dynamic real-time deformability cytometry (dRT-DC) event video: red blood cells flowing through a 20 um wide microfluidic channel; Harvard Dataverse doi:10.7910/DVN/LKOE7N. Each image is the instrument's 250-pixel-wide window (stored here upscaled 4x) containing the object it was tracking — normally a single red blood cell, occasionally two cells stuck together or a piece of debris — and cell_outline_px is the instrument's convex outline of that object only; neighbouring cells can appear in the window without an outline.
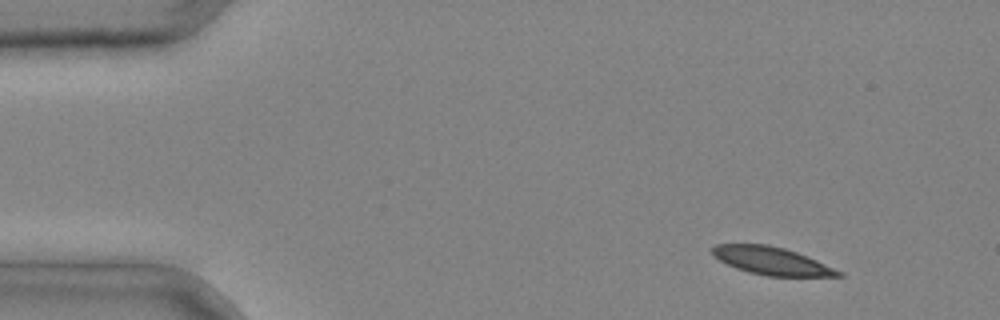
{"species": "common noctule bat (a hibernating species)", "species_latin": "Nyctalus noctula", "temperature_condition": "cold", "stored_images_in_passage": 4, "segment_of_instrument_passage": [1, 2], "camera_frame_rate_fps": 3000, "um_per_image_px": 0.085, "animal": {"sex": "male", "body_mass_g": 20.4}, "frame": {"image": 1, "passage_image": 1, "time_ms": 0.0, "image_size_px": [1000, 320], "cell_outline_px": [[844, 276], [768, 276], [748, 272], [736, 268], [712, 256], [712, 248], [716, 244], [768, 244], [784, 248], [808, 256], [844, 272]], "centroid_in_image_um": [65.61, 22.17], "position_along_channel_um": 19.4, "area_um2": 20.4}}